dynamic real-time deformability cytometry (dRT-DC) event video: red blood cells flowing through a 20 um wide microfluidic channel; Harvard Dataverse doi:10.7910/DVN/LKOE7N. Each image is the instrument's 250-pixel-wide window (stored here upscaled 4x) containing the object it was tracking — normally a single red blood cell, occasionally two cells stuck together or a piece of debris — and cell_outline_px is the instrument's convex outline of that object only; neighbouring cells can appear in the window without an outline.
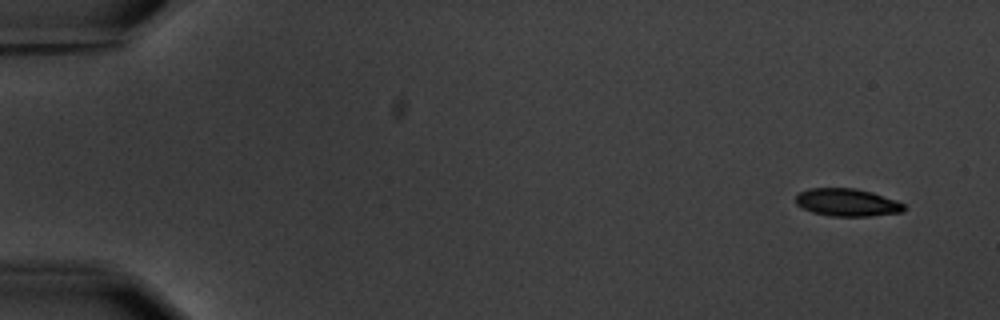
{"species": "common noctule bat (a hibernating species)", "species_latin": "Nyctalus noctula", "temperature_condition": "warm", "stored_images_in_passage": 5, "camera_frame_rate_fps": 3000, "um_per_image_px": 0.085, "animal": {"sex": "male", "body_mass_g": 20.1, "forearm_length_mm": 53.5}, "frame": {"image": 1, "passage_image": 1, "time_ms": 0.0, "image_size_px": [1000, 320], "cell_outline_px": [[904, 208], [900, 212], [868, 216], [832, 216], [812, 212], [796, 204], [796, 196], [800, 192], [808, 188], [856, 188], [872, 192], [896, 200], [904, 204]], "centroid_in_image_um": [71.98, 17.19], "position_along_channel_um": 13.0, "area_um2": 17.28}}